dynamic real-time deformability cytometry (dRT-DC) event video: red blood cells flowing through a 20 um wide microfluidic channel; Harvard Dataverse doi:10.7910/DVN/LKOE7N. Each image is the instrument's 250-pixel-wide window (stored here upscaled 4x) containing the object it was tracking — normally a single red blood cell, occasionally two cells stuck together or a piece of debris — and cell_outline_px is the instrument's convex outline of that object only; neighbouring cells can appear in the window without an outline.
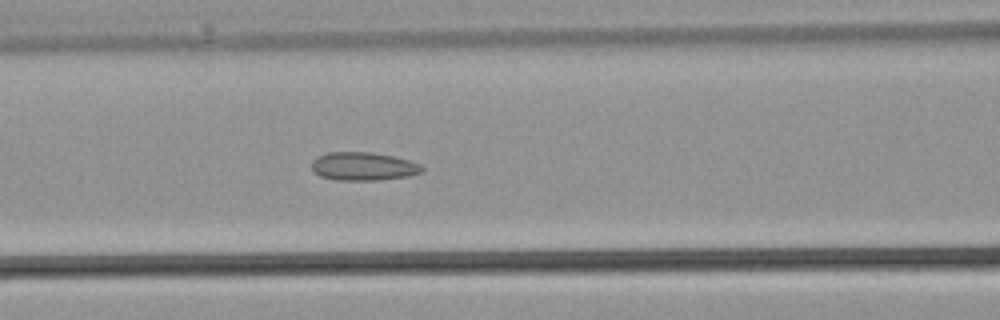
{"species": "common noctule bat (a hibernating species)", "species_latin": "Nyctalus noctula", "temperature_condition": "warm", "stored_images_in_passage": 30, "camera_frame_rate_fps": 3000, "um_per_image_px": 0.085, "animal": {"sex": "male", "body_mass_g": 21.5, "forearm_length_mm": 52.0}, "frame": {"image": 1, "passage_image": 8, "time_ms": 2.333, "image_size_px": [1000, 320], "cell_outline_px": [[424, 168], [420, 172], [408, 176], [380, 180], [336, 180], [320, 176], [312, 172], [312, 160], [316, 156], [328, 152], [372, 152], [392, 156], [408, 160], [420, 164]], "centroid_in_image_um": [30.83, 14.14], "position_along_channel_um": 135.8, "area_um2": 18.26}}
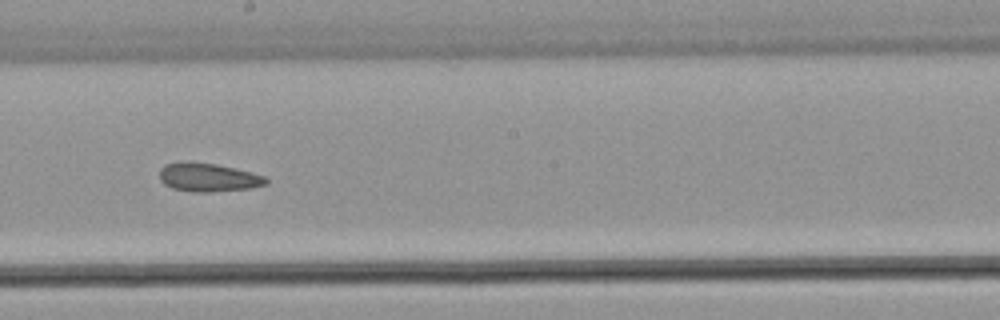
{"frame": {"image": 2, "passage_image": 13, "time_ms": 4.0, "image_size_px": [1000, 320], "cell_outline_px": [[268, 184], [248, 188], [208, 192], [192, 192], [172, 188], [164, 184], [160, 180], [160, 168], [164, 164], [216, 164], [264, 176], [268, 180]], "centroid_in_image_um": [17.7, 15.12], "position_along_channel_um": 230.5, "area_um2": 16.94}}
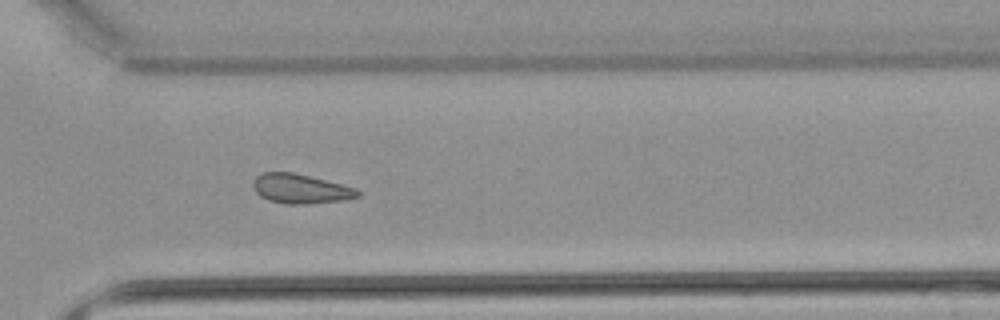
{"frame": {"image": 3, "passage_image": 19, "time_ms": 6.0, "image_size_px": [1000, 320], "cell_outline_px": [[360, 196], [344, 200], [308, 204], [284, 204], [268, 200], [260, 196], [256, 192], [252, 184], [256, 176], [264, 172], [292, 172], [356, 188], [360, 192]], "centroid_in_image_um": [25.53, 16.06], "position_along_channel_um": 345.1, "area_um2": 17.86}}